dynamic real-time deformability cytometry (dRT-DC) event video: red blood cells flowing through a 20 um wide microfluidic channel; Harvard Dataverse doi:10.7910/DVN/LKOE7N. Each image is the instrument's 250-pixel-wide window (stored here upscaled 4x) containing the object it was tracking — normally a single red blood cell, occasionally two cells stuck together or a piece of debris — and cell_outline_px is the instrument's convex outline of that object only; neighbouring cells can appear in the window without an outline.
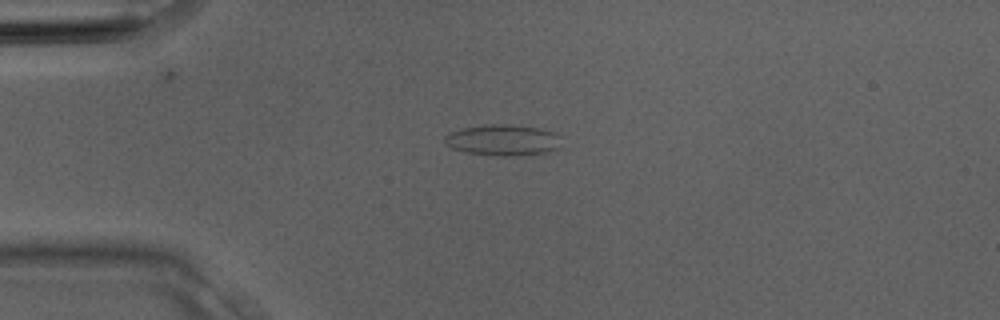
{"species": "Egyptian fruit bat (a non-hibernating species)", "species_latin": "Rousettus aegyptiacus", "temperature_condition": "room temperature", "stored_images_in_passage": 1, "camera_frame_rate_fps": 3000, "um_per_image_px": 0.085, "animal": {"sex": "male"}, "frame": {"image": 1, "passage_image": 1, "time_ms": 0.0, "image_size_px": [1000, 320], "cell_outline_px": [[564, 148], [548, 152], [512, 156], [500, 156], [464, 152], [452, 148], [444, 144], [444, 136], [448, 132], [460, 128], [488, 124], [508, 124], [540, 128], [552, 132], [556, 136]], "centroid_in_image_um": [42.71, 11.91], "position_along_channel_um": 42.3, "area_um2": 21.39}}